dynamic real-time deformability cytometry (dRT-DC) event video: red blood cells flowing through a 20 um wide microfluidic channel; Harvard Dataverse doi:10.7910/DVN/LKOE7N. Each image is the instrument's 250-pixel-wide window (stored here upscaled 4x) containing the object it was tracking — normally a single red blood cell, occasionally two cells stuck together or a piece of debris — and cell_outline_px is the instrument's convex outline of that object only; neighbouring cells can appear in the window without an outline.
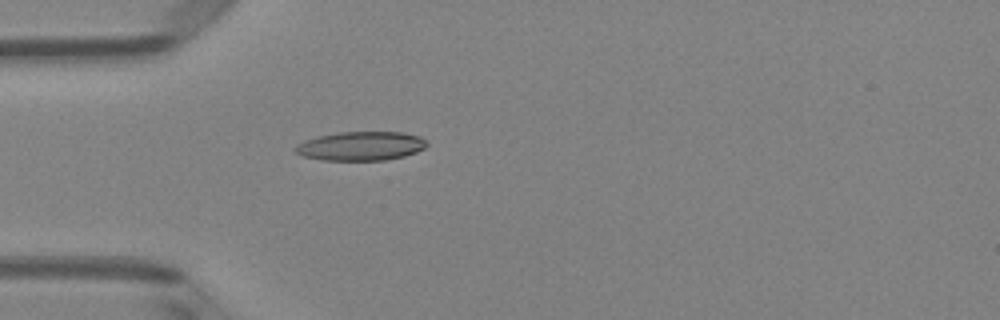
{"species": "Egyptian fruit bat (a non-hibernating species)", "species_latin": "Rousettus aegyptiacus", "temperature_condition": "room temperature", "stored_images_in_passage": 6, "camera_frame_rate_fps": 3000, "um_per_image_px": 0.085, "animal": {"sex": "female"}, "frame": {"image": 1, "passage_image": 6, "time_ms": 1.667, "image_size_px": [1000, 320], "cell_outline_px": [[428, 144], [424, 148], [416, 152], [404, 156], [384, 160], [324, 160], [304, 156], [296, 152], [292, 148], [296, 144], [304, 140], [320, 136], [340, 132], [400, 132], [420, 136]], "centroid_in_image_um": [30.66, 12.41], "position_along_channel_um": 54.3, "area_um2": 22.08}}